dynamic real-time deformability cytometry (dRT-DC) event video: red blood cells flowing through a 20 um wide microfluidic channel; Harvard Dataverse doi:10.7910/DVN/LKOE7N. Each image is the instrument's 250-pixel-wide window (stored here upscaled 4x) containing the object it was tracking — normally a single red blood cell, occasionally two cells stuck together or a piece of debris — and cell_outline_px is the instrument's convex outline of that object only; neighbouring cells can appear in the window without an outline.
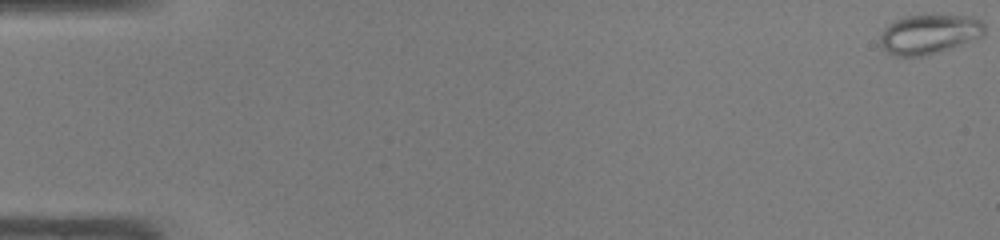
{"species": "common noctule bat (a hibernating species)", "species_latin": "Nyctalus noctula", "temperature_condition": "warm", "stored_images_in_passage": 13, "camera_frame_rate_fps": 3000, "um_per_image_px": 0.085, "animal": {"sex": "male", "body_mass_g": 19.0, "forearm_length_mm": 50.8}, "frame": {"image": 1, "passage_image": 1, "time_ms": 0.0, "image_size_px": [1000, 240], "cell_outline_px": [[984, 36], [952, 48], [924, 56], [896, 56], [888, 52], [880, 44], [880, 36], [884, 28], [888, 24], [896, 20], [908, 16], [972, 16], [980, 20], [984, 24]], "centroid_in_image_um": [79.0, 2.92], "position_along_channel_um": 6.0, "area_um2": 23.87}}